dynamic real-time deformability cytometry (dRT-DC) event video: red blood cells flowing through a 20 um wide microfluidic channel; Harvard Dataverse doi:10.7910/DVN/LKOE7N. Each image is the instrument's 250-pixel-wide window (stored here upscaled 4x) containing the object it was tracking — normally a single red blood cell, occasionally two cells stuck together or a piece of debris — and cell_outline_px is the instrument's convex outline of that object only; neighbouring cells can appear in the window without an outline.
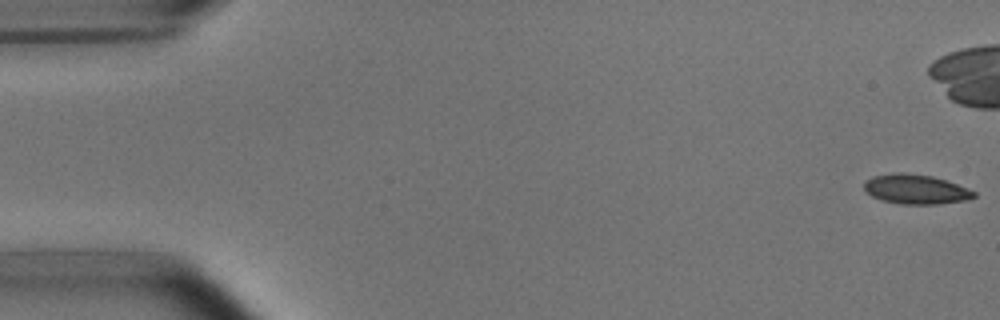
{"species": "common noctule bat (a hibernating species)", "species_latin": "Nyctalus noctula", "temperature_condition": "room temperature", "stored_images_in_passage": 53, "camera_frame_rate_fps": 3000, "um_per_image_px": 0.085, "animal": {"sex": "male", "body_mass_g": 15.6}, "frame": {"image": 1, "passage_image": 1, "time_ms": 0.0, "image_size_px": [1000, 320], "cell_outline_px": [[976, 196], [964, 200], [936, 204], [900, 204], [884, 200], [872, 196], [864, 192], [864, 184], [872, 176], [892, 172], [904, 172], [932, 176], [968, 188], [976, 192]], "centroid_in_image_um": [77.81, 16.07], "position_along_channel_um": 7.2, "area_um2": 18.84}}
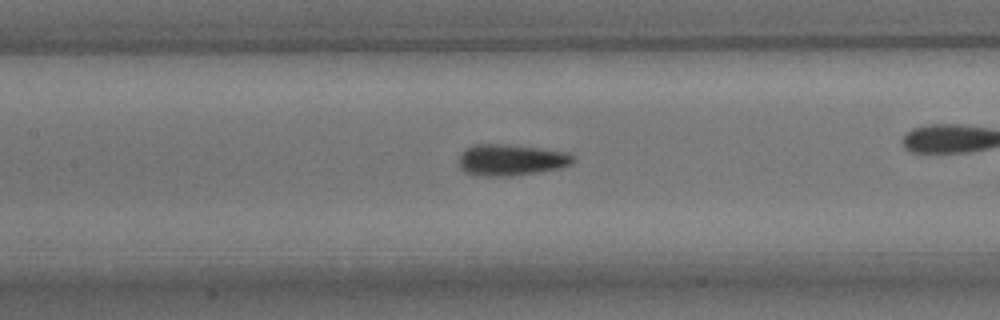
{"frame": {"image": 2, "passage_image": 24, "time_ms": 7.667, "image_size_px": [1000, 320], "cell_outline_px": [[576, 160], [572, 164], [556, 168], [536, 172], [512, 176], [472, 176], [464, 172], [460, 168], [460, 156], [472, 144], [504, 144], [540, 148], [568, 152], [576, 156]], "centroid_in_image_um": [43.45, 13.6], "position_along_channel_um": 164.0, "area_um2": 20.92}}
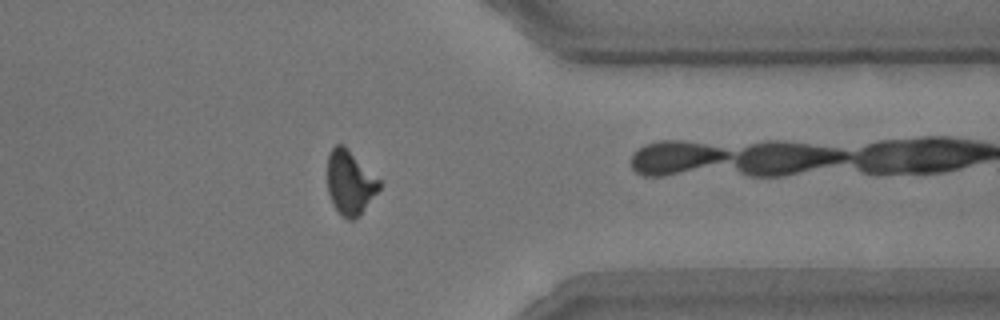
{"frame": {"image": 3, "passage_image": 42, "time_ms": 13.667, "image_size_px": [1000, 320], "cell_outline_px": [[380, 188], [360, 216], [352, 220], [348, 220], [340, 216], [332, 204], [328, 192], [328, 152], [336, 144], [344, 144], [380, 180]], "centroid_in_image_um": [29.74, 15.54], "position_along_channel_um": 381.7, "area_um2": 19.59}, "authors_computed_cell_mechanics": {"area_um2": 19.5942, "velocity_mm_per_s": 3.8114, "shape_relaxation_time_tau1_ms": 4.8774, "shape_relaxation_time_tau2_ms": 1.6312, "deformation_change_tau1": 0.1403, "deformation_change_tau2": 0.0818}}